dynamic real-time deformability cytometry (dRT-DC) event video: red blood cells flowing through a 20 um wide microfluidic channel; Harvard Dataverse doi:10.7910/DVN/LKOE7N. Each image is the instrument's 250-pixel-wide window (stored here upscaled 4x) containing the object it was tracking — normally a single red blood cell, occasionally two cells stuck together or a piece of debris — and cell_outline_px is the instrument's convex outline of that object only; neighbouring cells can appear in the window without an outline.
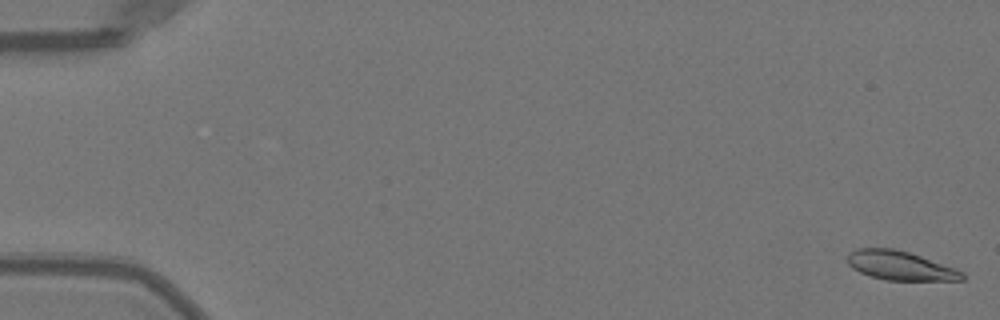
{"species": "Egyptian fruit bat (a non-hibernating species)", "species_latin": "Rousettus aegyptiacus", "temperature_condition": "warm", "stored_images_in_passage": 51, "camera_frame_rate_fps": 3000, "um_per_image_px": 0.085, "animal": {"sex": "female"}, "frame": {"image": 1, "passage_image": 1, "time_ms": 0.0, "image_size_px": [1000, 320], "cell_outline_px": [[964, 280], [884, 280], [868, 276], [852, 268], [844, 260], [848, 252], [856, 248], [892, 248], [908, 252], [956, 268], [964, 272]], "centroid_in_image_um": [76.46, 22.57], "position_along_channel_um": 8.5, "area_um2": 19.65}}
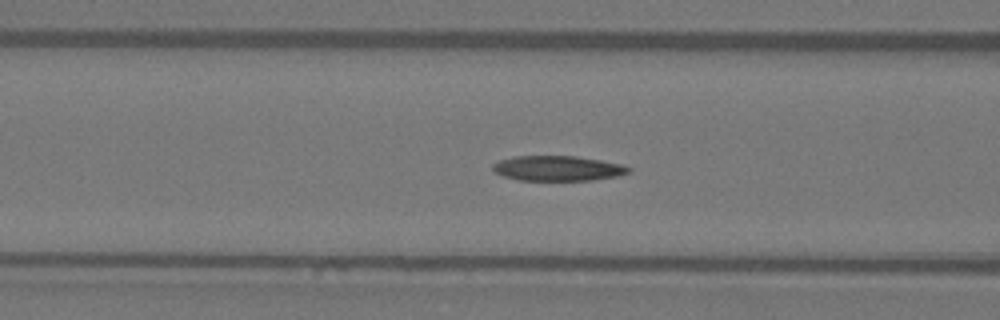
{"frame": {"image": 2, "passage_image": 21, "time_ms": 6.667, "image_size_px": [1000, 320], "cell_outline_px": [[632, 172], [616, 176], [592, 180], [520, 180], [504, 176], [496, 172], [492, 168], [492, 164], [500, 160], [512, 156], [576, 156], [624, 164], [632, 168]], "centroid_in_image_um": [47.45, 14.3], "position_along_channel_um": 119.2, "area_um2": 19.88}}
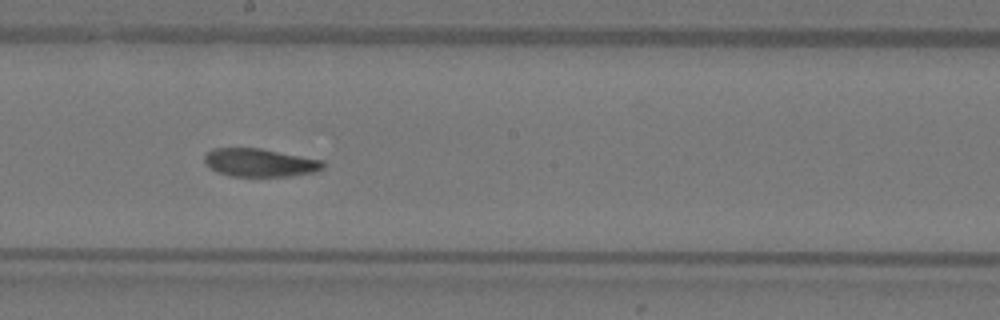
{"frame": {"image": 3, "passage_image": 29, "time_ms": 9.333, "image_size_px": [1000, 320], "cell_outline_px": [[324, 168], [316, 172], [288, 176], [232, 176], [216, 172], [204, 164], [204, 156], [212, 148], [260, 148], [324, 160]], "centroid_in_image_um": [22.08, 13.82], "position_along_channel_um": 226.1, "area_um2": 19.59}, "authors_computed_cell_mechanics": {"area_um2": 19.941, "velocity_mm_per_s": 4.0184, "shape_relaxation_time_tau1_ms": 8.7685, "shape_relaxation_time_tau2_ms": 3.9603, "deformation_change_tau1": 0.2275, "deformation_change_tau2": 0.0982}}